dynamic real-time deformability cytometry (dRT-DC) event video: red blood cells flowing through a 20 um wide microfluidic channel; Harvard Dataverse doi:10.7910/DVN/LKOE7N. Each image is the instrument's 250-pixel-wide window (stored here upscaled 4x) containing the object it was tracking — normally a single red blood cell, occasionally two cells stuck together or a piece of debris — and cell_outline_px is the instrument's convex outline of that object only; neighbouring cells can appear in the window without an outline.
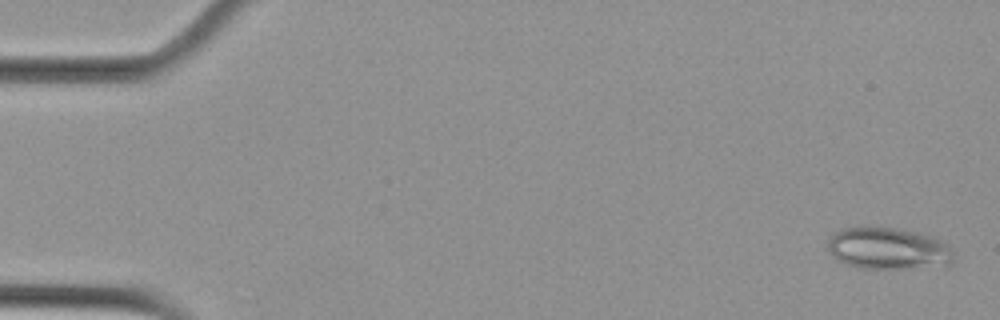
{"species": "Egyptian fruit bat (a non-hibernating species)", "species_latin": "Rousettus aegyptiacus", "temperature_condition": "cold", "stored_images_in_passage": 54, "camera_frame_rate_fps": 3000, "um_per_image_px": 0.085, "animal": {"sex": "female"}, "frame": {"image": 1, "passage_image": 2, "time_ms": 0.333, "image_size_px": [1000, 320], "cell_outline_px": [[952, 260], [948, 264], [896, 268], [864, 268], [848, 264], [836, 260], [828, 252], [828, 240], [840, 228], [868, 224], [896, 228], [916, 232], [932, 236], [944, 240], [948, 244], [952, 256]], "centroid_in_image_um": [75.41, 21.06], "position_along_channel_um": 9.6, "area_um2": 30.87}}
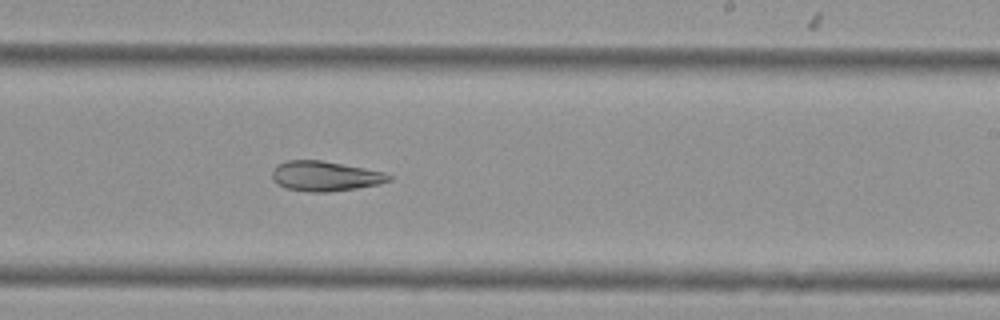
{"frame": {"image": 2, "passage_image": 33, "time_ms": 10.667, "image_size_px": [1000, 320], "cell_outline_px": [[392, 180], [376, 184], [356, 188], [328, 192], [308, 192], [284, 188], [276, 184], [272, 180], [272, 172], [276, 164], [284, 160], [320, 160], [364, 168], [384, 172], [392, 176]], "centroid_in_image_um": [27.56, 14.97], "position_along_channel_um": 261.4, "area_um2": 20.46}}
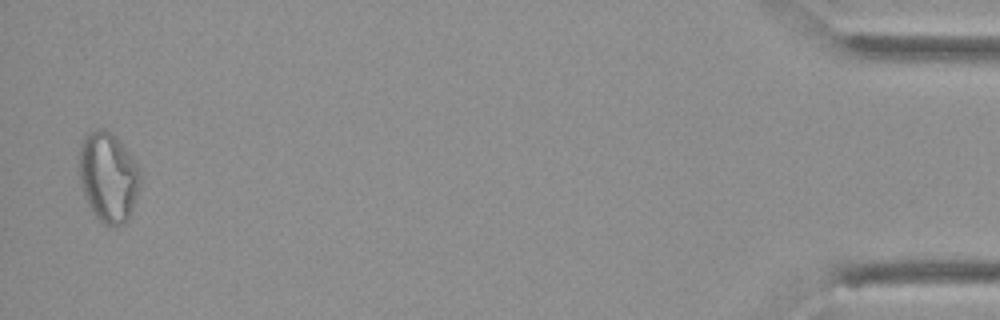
{"frame": {"image": 3, "passage_image": 53, "time_ms": 17.333, "image_size_px": [1000, 320], "cell_outline_px": [[140, 188], [128, 220], [124, 224], [112, 228], [104, 224], [92, 212], [84, 196], [80, 180], [80, 144], [84, 136], [88, 132], [96, 128], [104, 128], [112, 132], [120, 140], [132, 156], [140, 168]], "centroid_in_image_um": [9.22, 15.04], "position_along_channel_um": 426.0, "area_um2": 32.48}}